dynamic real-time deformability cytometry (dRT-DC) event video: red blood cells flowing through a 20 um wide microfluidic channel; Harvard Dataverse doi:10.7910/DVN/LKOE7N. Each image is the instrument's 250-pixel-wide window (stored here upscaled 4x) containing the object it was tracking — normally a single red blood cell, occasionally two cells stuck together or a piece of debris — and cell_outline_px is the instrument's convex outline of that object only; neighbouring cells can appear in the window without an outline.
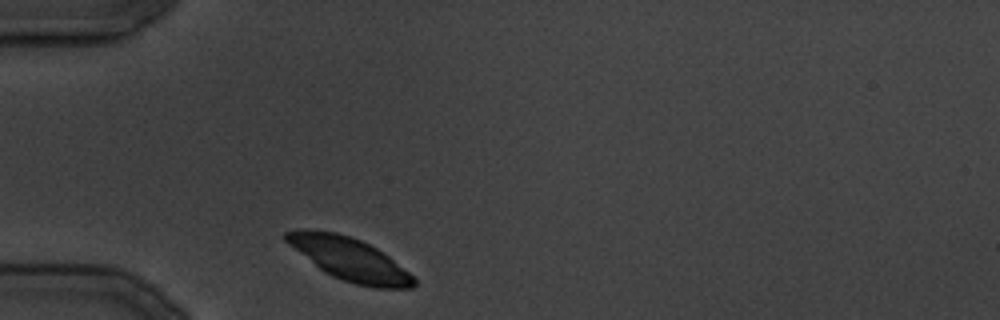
{"species": "common noctule bat (a hibernating species)", "species_latin": "Nyctalus noctula", "temperature_condition": "cold", "stored_images_in_passage": 18, "camera_frame_rate_fps": 3000, "um_per_image_px": 0.085, "animal": {"sex": "male", "body_mass_g": 19.5, "forearm_length_mm": 54.6}, "frame": {"image": 1, "passage_image": 1, "time_ms": 0.0, "image_size_px": [1000, 320], "cell_outline_px": [[416, 284], [412, 288], [376, 288], [356, 284], [332, 276], [324, 272], [288, 244], [284, 240], [284, 232], [300, 228], [308, 228], [336, 232], [352, 236], [376, 248], [388, 256], [408, 272], [416, 280]], "centroid_in_image_um": [29.66, 22.0], "position_along_channel_um": 55.3, "area_um2": 31.73}}